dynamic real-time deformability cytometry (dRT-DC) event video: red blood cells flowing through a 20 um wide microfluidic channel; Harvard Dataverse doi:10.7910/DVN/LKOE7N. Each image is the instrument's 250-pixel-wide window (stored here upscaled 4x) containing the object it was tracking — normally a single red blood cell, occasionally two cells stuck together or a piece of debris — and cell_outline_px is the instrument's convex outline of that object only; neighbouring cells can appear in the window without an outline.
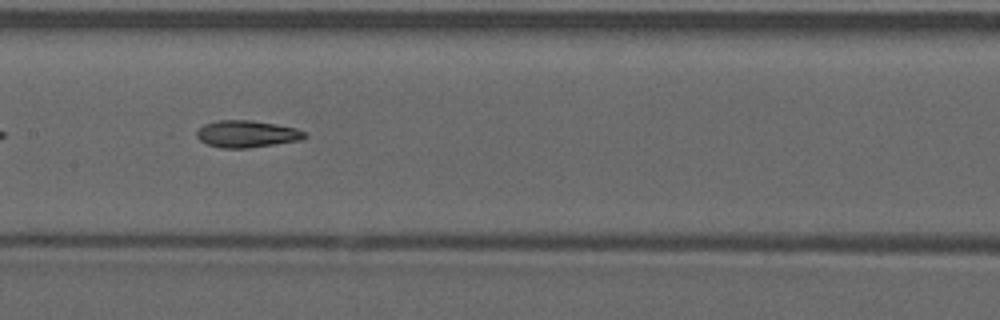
{"species": "common noctule bat (a hibernating species)", "species_latin": "Nyctalus noctula", "temperature_condition": "warm", "stored_images_in_passage": 37, "camera_frame_rate_fps": 3000, "um_per_image_px": 0.085, "animal": {"sex": "male", "forearm_length_mm": 52.5}, "frame": {"image": 1, "passage_image": 11, "time_ms": 3.333, "image_size_px": [1000, 320], "cell_outline_px": [[308, 136], [300, 140], [248, 148], [224, 148], [208, 144], [200, 140], [196, 136], [196, 132], [204, 124], [220, 120], [252, 120], [276, 124], [296, 128], [304, 132]], "centroid_in_image_um": [20.98, 11.38], "position_along_channel_um": 186.4, "area_um2": 16.82}, "authors_computed_cell_mechanics": {"area_um2": 16.4152, "velocity_mm_per_s": 3.9465, "shape_relaxation_time_tau1_ms": null, "shape_relaxation_time_tau2_ms": 5.3429, "deformation_change_tau1": null, "deformation_change_tau2": 0.1285}}